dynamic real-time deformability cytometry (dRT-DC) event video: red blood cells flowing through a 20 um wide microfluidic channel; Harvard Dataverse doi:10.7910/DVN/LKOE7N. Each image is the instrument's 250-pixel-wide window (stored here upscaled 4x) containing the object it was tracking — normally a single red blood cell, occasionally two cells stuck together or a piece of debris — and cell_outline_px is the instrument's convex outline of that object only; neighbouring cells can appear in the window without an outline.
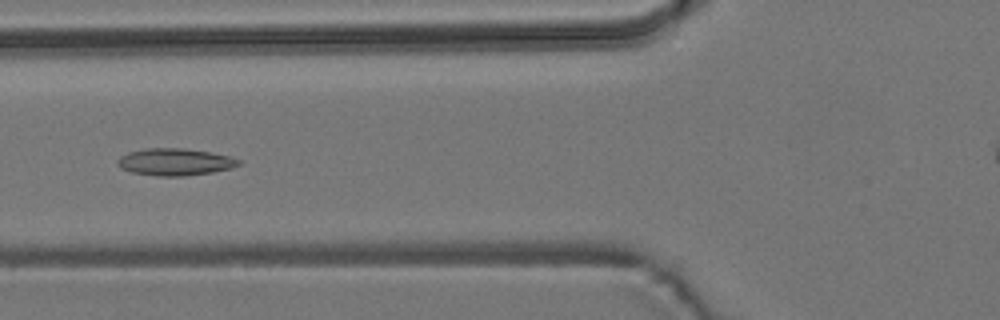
{"species": "common noctule bat (a hibernating species)", "species_latin": "Nyctalus noctula", "temperature_condition": "room temperature", "stored_images_in_passage": 6, "camera_frame_rate_fps": 3000, "um_per_image_px": 0.085, "animal": {"sex": "male", "body_mass_g": 19.2, "forearm_length_mm": 51.8}, "frame": {"image": 1, "passage_image": 6, "time_ms": 5.667, "image_size_px": [1000, 320], "cell_outline_px": [[240, 164], [232, 168], [212, 172], [184, 176], [156, 176], [132, 172], [120, 168], [116, 164], [116, 160], [120, 156], [128, 152], [144, 148], [184, 148], [208, 152], [228, 156], [240, 160]], "centroid_in_image_um": [14.82, 13.76], "position_along_channel_um": 111.0, "area_um2": 19.13}}